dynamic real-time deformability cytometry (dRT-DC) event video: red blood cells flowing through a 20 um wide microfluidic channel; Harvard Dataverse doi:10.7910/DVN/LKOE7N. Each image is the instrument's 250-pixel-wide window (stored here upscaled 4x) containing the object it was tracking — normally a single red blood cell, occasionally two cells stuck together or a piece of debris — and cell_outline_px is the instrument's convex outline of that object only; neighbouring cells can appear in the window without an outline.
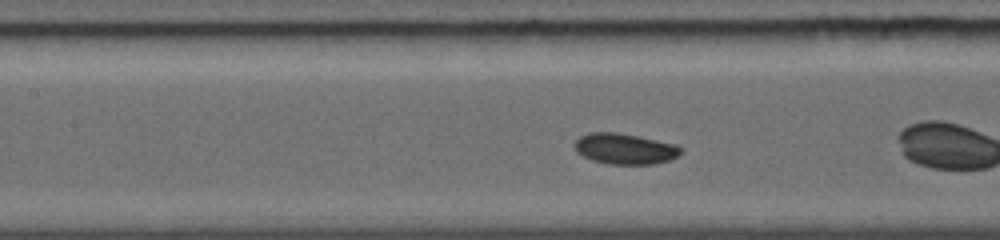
{"species": "common noctule bat (a hibernating species)", "species_latin": "Nyctalus noctula", "temperature_condition": "warm", "stored_images_in_passage": 38, "camera_frame_rate_fps": 5000, "um_per_image_px": 0.085, "animal": {"sex": "female", "body_mass_g": 19.0, "forearm_length_mm": 56.7}, "frame": {"image": 1, "passage_image": 12, "time_ms": 2.6, "image_size_px": [1000, 240], "cell_outline_px": [[684, 148], [680, 156], [656, 164], [608, 164], [592, 160], [576, 152], [572, 144], [580, 136], [588, 132], [616, 132], [676, 144]], "centroid_in_image_um": [53.11, 12.65], "position_along_channel_um": 154.3, "area_um2": 19.25}}
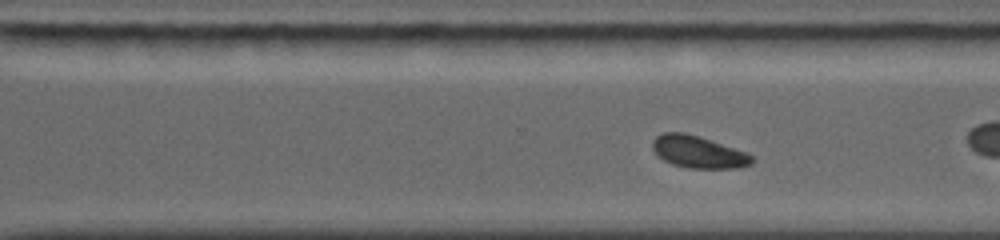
{"frame": {"image": 2, "passage_image": 27, "time_ms": 6.2, "image_size_px": [1000, 240], "cell_outline_px": [[756, 160], [752, 164], [740, 168], [688, 168], [672, 164], [664, 160], [652, 148], [652, 140], [656, 136], [664, 132], [684, 132], [748, 152]], "centroid_in_image_um": [59.39, 12.92], "position_along_channel_um": 311.2, "area_um2": 18.61}, "authors_computed_cell_mechanics": {"area_um2": 18.9873, "velocity_mm_per_s": 4.3657, "shape_relaxation_time_tau1_ms": 4.8418, "shape_relaxation_time_tau2_ms": null, "deformation_change_tau1": 0.1187, "deformation_change_tau2": null}}